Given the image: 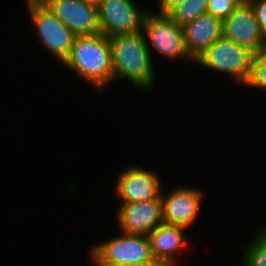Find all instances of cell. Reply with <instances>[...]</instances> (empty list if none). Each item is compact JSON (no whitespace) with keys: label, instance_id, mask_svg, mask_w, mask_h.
Wrapping results in <instances>:
<instances>
[{"label":"cell","instance_id":"cell-14","mask_svg":"<svg viewBox=\"0 0 266 266\" xmlns=\"http://www.w3.org/2000/svg\"><path fill=\"white\" fill-rule=\"evenodd\" d=\"M182 28L187 51L194 60L223 36V21L210 13L200 15Z\"/></svg>","mask_w":266,"mask_h":266},{"label":"cell","instance_id":"cell-7","mask_svg":"<svg viewBox=\"0 0 266 266\" xmlns=\"http://www.w3.org/2000/svg\"><path fill=\"white\" fill-rule=\"evenodd\" d=\"M161 177L155 170L130 164L118 172L114 196L120 204L157 200L164 188Z\"/></svg>","mask_w":266,"mask_h":266},{"label":"cell","instance_id":"cell-9","mask_svg":"<svg viewBox=\"0 0 266 266\" xmlns=\"http://www.w3.org/2000/svg\"><path fill=\"white\" fill-rule=\"evenodd\" d=\"M173 188L168 192L163 188L161 193L163 222L192 228L200 215L206 193L201 188L185 185Z\"/></svg>","mask_w":266,"mask_h":266},{"label":"cell","instance_id":"cell-20","mask_svg":"<svg viewBox=\"0 0 266 266\" xmlns=\"http://www.w3.org/2000/svg\"><path fill=\"white\" fill-rule=\"evenodd\" d=\"M187 0H156L159 14L168 15L178 5L183 4Z\"/></svg>","mask_w":266,"mask_h":266},{"label":"cell","instance_id":"cell-18","mask_svg":"<svg viewBox=\"0 0 266 266\" xmlns=\"http://www.w3.org/2000/svg\"><path fill=\"white\" fill-rule=\"evenodd\" d=\"M239 5L236 0H209L207 13L221 19H226Z\"/></svg>","mask_w":266,"mask_h":266},{"label":"cell","instance_id":"cell-6","mask_svg":"<svg viewBox=\"0 0 266 266\" xmlns=\"http://www.w3.org/2000/svg\"><path fill=\"white\" fill-rule=\"evenodd\" d=\"M142 32L152 60L154 57L152 53L156 51L170 62L181 59L185 60V63L192 62L194 66L195 60L189 55L185 45L183 28L168 15L148 11L143 20Z\"/></svg>","mask_w":266,"mask_h":266},{"label":"cell","instance_id":"cell-22","mask_svg":"<svg viewBox=\"0 0 266 266\" xmlns=\"http://www.w3.org/2000/svg\"><path fill=\"white\" fill-rule=\"evenodd\" d=\"M83 1L89 5L95 6L97 8L103 0H83Z\"/></svg>","mask_w":266,"mask_h":266},{"label":"cell","instance_id":"cell-11","mask_svg":"<svg viewBox=\"0 0 266 266\" xmlns=\"http://www.w3.org/2000/svg\"><path fill=\"white\" fill-rule=\"evenodd\" d=\"M223 37L241 47L256 53L266 45L262 36L254 9L251 4H239L234 11L223 20Z\"/></svg>","mask_w":266,"mask_h":266},{"label":"cell","instance_id":"cell-19","mask_svg":"<svg viewBox=\"0 0 266 266\" xmlns=\"http://www.w3.org/2000/svg\"><path fill=\"white\" fill-rule=\"evenodd\" d=\"M248 2L254 9L260 32L266 40V0H249Z\"/></svg>","mask_w":266,"mask_h":266},{"label":"cell","instance_id":"cell-23","mask_svg":"<svg viewBox=\"0 0 266 266\" xmlns=\"http://www.w3.org/2000/svg\"><path fill=\"white\" fill-rule=\"evenodd\" d=\"M192 4L208 6L209 0H189Z\"/></svg>","mask_w":266,"mask_h":266},{"label":"cell","instance_id":"cell-24","mask_svg":"<svg viewBox=\"0 0 266 266\" xmlns=\"http://www.w3.org/2000/svg\"><path fill=\"white\" fill-rule=\"evenodd\" d=\"M239 4L248 3L249 0H236Z\"/></svg>","mask_w":266,"mask_h":266},{"label":"cell","instance_id":"cell-2","mask_svg":"<svg viewBox=\"0 0 266 266\" xmlns=\"http://www.w3.org/2000/svg\"><path fill=\"white\" fill-rule=\"evenodd\" d=\"M62 65L97 92L105 91L113 83L109 37L102 33L76 36L69 56Z\"/></svg>","mask_w":266,"mask_h":266},{"label":"cell","instance_id":"cell-17","mask_svg":"<svg viewBox=\"0 0 266 266\" xmlns=\"http://www.w3.org/2000/svg\"><path fill=\"white\" fill-rule=\"evenodd\" d=\"M207 13L204 5L192 4L189 0L174 8L168 16L180 27H184L202 14Z\"/></svg>","mask_w":266,"mask_h":266},{"label":"cell","instance_id":"cell-13","mask_svg":"<svg viewBox=\"0 0 266 266\" xmlns=\"http://www.w3.org/2000/svg\"><path fill=\"white\" fill-rule=\"evenodd\" d=\"M186 231L188 232L187 228L179 225L164 222L158 225L148 234L153 257L165 266L181 264L180 256L192 248L189 236L185 235ZM187 248L188 250L185 252Z\"/></svg>","mask_w":266,"mask_h":266},{"label":"cell","instance_id":"cell-12","mask_svg":"<svg viewBox=\"0 0 266 266\" xmlns=\"http://www.w3.org/2000/svg\"><path fill=\"white\" fill-rule=\"evenodd\" d=\"M76 36L100 34L95 6L83 0H42Z\"/></svg>","mask_w":266,"mask_h":266},{"label":"cell","instance_id":"cell-4","mask_svg":"<svg viewBox=\"0 0 266 266\" xmlns=\"http://www.w3.org/2000/svg\"><path fill=\"white\" fill-rule=\"evenodd\" d=\"M37 43L62 64L69 56L76 35L59 21L42 0H24Z\"/></svg>","mask_w":266,"mask_h":266},{"label":"cell","instance_id":"cell-3","mask_svg":"<svg viewBox=\"0 0 266 266\" xmlns=\"http://www.w3.org/2000/svg\"><path fill=\"white\" fill-rule=\"evenodd\" d=\"M253 58L254 53L249 49L222 36L195 59V64L203 70L227 75L233 79L234 85L245 88L251 77Z\"/></svg>","mask_w":266,"mask_h":266},{"label":"cell","instance_id":"cell-5","mask_svg":"<svg viewBox=\"0 0 266 266\" xmlns=\"http://www.w3.org/2000/svg\"><path fill=\"white\" fill-rule=\"evenodd\" d=\"M89 260L93 266H118L153 261L148 235L121 232L109 239L92 243Z\"/></svg>","mask_w":266,"mask_h":266},{"label":"cell","instance_id":"cell-8","mask_svg":"<svg viewBox=\"0 0 266 266\" xmlns=\"http://www.w3.org/2000/svg\"><path fill=\"white\" fill-rule=\"evenodd\" d=\"M148 11L133 0H103L97 7L100 32L112 37L142 31Z\"/></svg>","mask_w":266,"mask_h":266},{"label":"cell","instance_id":"cell-21","mask_svg":"<svg viewBox=\"0 0 266 266\" xmlns=\"http://www.w3.org/2000/svg\"><path fill=\"white\" fill-rule=\"evenodd\" d=\"M118 266H165L162 262L154 259L153 261H146L141 263H135V264H124V265H118Z\"/></svg>","mask_w":266,"mask_h":266},{"label":"cell","instance_id":"cell-15","mask_svg":"<svg viewBox=\"0 0 266 266\" xmlns=\"http://www.w3.org/2000/svg\"><path fill=\"white\" fill-rule=\"evenodd\" d=\"M256 228L255 235L248 242L247 246L240 245L242 253L241 266H266V224Z\"/></svg>","mask_w":266,"mask_h":266},{"label":"cell","instance_id":"cell-10","mask_svg":"<svg viewBox=\"0 0 266 266\" xmlns=\"http://www.w3.org/2000/svg\"><path fill=\"white\" fill-rule=\"evenodd\" d=\"M118 207L115 220L123 233L148 235L163 223L161 197L145 202L124 203Z\"/></svg>","mask_w":266,"mask_h":266},{"label":"cell","instance_id":"cell-1","mask_svg":"<svg viewBox=\"0 0 266 266\" xmlns=\"http://www.w3.org/2000/svg\"><path fill=\"white\" fill-rule=\"evenodd\" d=\"M113 82L125 79L140 92L151 91L156 81L154 60L142 31L109 37Z\"/></svg>","mask_w":266,"mask_h":266},{"label":"cell","instance_id":"cell-16","mask_svg":"<svg viewBox=\"0 0 266 266\" xmlns=\"http://www.w3.org/2000/svg\"><path fill=\"white\" fill-rule=\"evenodd\" d=\"M246 87L266 93V45L254 53L252 73Z\"/></svg>","mask_w":266,"mask_h":266}]
</instances>
